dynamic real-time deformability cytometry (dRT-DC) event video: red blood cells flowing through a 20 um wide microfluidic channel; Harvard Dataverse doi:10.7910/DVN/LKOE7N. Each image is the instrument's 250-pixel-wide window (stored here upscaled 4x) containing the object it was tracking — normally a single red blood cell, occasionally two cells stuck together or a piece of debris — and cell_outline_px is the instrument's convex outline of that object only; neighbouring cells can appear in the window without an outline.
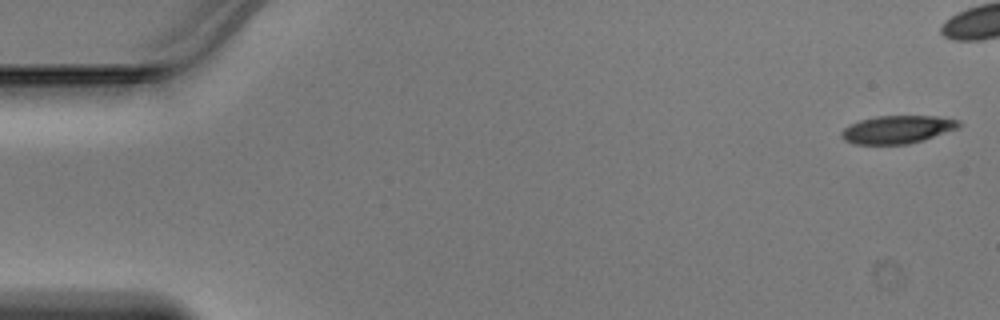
{"species": "Egyptian fruit bat (a non-hibernating species)", "species_latin": "Rousettus aegyptiacus", "temperature_condition": "warm", "stored_images_in_passage": 10, "camera_frame_rate_fps": 3000, "um_per_image_px": 0.085, "animal": {"sex": "male"}, "frame": {"image": 1, "passage_image": 1, "time_ms": 0.0, "image_size_px": [1000, 320], "cell_outline_px": [[964, 124], [960, 128], [924, 140], [908, 144], [852, 144], [844, 140], [840, 136], [840, 132], [844, 128], [860, 120], [876, 116], [936, 116], [960, 120]], "centroid_in_image_um": [76.32, 11.01], "position_along_channel_um": 8.7, "area_um2": 19.36}}